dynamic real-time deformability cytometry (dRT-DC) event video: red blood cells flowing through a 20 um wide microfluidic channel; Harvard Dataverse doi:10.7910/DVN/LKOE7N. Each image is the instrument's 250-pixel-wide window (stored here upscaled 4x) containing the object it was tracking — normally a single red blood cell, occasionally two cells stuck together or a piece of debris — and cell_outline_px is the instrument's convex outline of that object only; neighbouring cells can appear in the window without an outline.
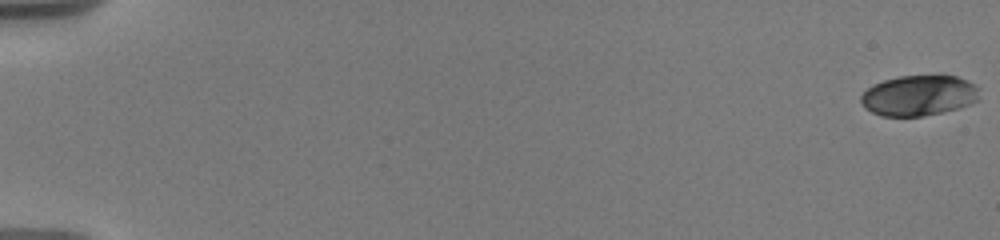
{"species": "human", "species_latin": "Homo sapiens", "temperature_condition": "warm", "stored_images_in_passage": 44, "camera_frame_rate_fps": 3000, "um_per_image_px": 0.085, "donor": {"sex": "male"}, "frame": {"image": 1, "passage_image": 1, "time_ms": 0.0, "image_size_px": [1000, 240], "cell_outline_px": [[980, 100], [960, 108], [920, 116], [884, 116], [872, 112], [860, 100], [860, 96], [872, 84], [884, 80], [900, 76], [956, 76], [968, 80], [976, 84], [980, 88]], "centroid_in_image_um": [78.17, 8.11], "position_along_channel_um": 6.8, "area_um2": 27.98}}
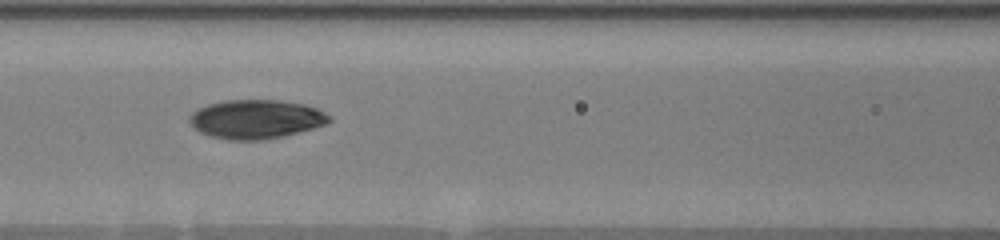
{"frame": {"image": 2, "passage_image": 22, "time_ms": 9.0, "image_size_px": [1000, 240], "cell_outline_px": [[332, 120], [324, 124], [312, 128], [284, 136], [264, 140], [228, 140], [212, 136], [200, 132], [188, 120], [188, 116], [192, 112], [208, 104], [224, 100], [280, 100], [304, 104], [316, 108], [332, 116]], "centroid_in_image_um": [21.76, 10.13], "position_along_channel_um": 144.8, "area_um2": 31.67}}
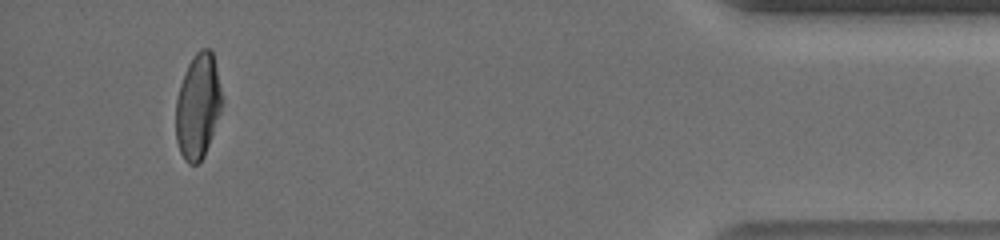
{"frame": {"image": 3, "passage_image": 43, "time_ms": 18.0, "image_size_px": [1000, 240], "cell_outline_px": [[224, 100], [220, 112], [204, 156], [196, 164], [188, 164], [184, 160], [180, 152], [176, 140], [176, 100], [180, 84], [188, 64], [192, 56], [200, 48], [208, 48], [212, 52]], "centroid_in_image_um": [16.82, 9.02], "position_along_channel_um": 418.4, "area_um2": 28.21}, "authors_computed_cell_mechanics": {"area_um2": 30.0849, "velocity_mm_per_s": 3.6492, "shape_relaxation_time_tau1_ms": 5.2298, "shape_relaxation_time_tau2_ms": 1.9107, "deformation_change_tau1": 0.1836, "deformation_change_tau2": 0.0463}}